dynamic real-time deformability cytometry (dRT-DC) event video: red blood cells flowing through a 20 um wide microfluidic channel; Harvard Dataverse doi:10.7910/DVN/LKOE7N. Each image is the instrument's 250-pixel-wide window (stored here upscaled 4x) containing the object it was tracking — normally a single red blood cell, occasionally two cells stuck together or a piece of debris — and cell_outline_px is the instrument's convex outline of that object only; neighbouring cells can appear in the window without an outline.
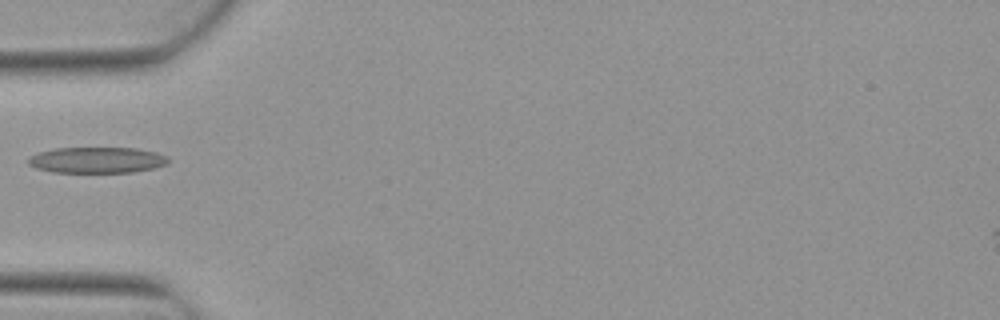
{"species": "Egyptian fruit bat (a non-hibernating species)", "species_latin": "Rousettus aegyptiacus", "temperature_condition": "warm", "stored_images_in_passage": 5, "camera_frame_rate_fps": 3000, "um_per_image_px": 0.085, "animal": {"sex": "female"}, "frame": {"image": 1, "passage_image": 5, "time_ms": 1.333, "image_size_px": [1000, 320], "cell_outline_px": [[168, 164], [156, 168], [132, 172], [52, 172], [36, 168], [28, 164], [28, 156], [40, 152], [56, 148], [136, 148], [156, 152], [168, 156]], "centroid_in_image_um": [8.26, 13.6], "position_along_channel_um": 76.7, "area_um2": 21.27}}